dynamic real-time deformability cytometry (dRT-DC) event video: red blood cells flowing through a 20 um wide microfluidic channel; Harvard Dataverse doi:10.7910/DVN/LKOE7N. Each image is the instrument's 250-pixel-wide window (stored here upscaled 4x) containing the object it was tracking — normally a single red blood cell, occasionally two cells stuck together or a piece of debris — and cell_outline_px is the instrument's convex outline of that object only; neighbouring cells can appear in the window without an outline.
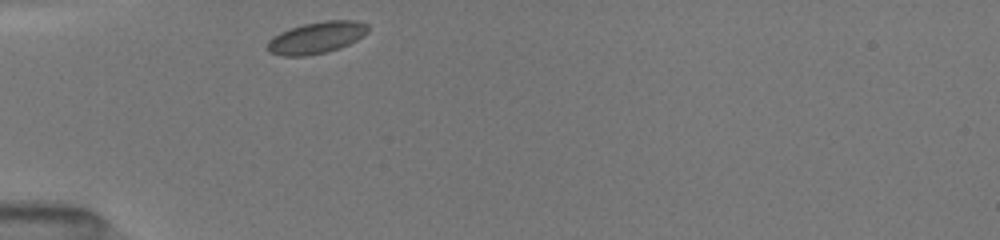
{"species": "common noctule bat (a hibernating species)", "species_latin": "Nyctalus noctula", "temperature_condition": "room temperature", "stored_images_in_passage": 11, "camera_frame_rate_fps": 3000, "um_per_image_px": 0.085, "animal": {"sex": "female", "body_mass_g": 19.5, "forearm_length_mm": 54.1}, "frame": {"image": 1, "passage_image": 1, "time_ms": 0.0, "image_size_px": [1000, 240], "cell_outline_px": [[368, 32], [364, 36], [340, 48], [328, 52], [304, 56], [284, 56], [268, 52], [264, 48], [268, 40], [272, 36], [280, 32], [304, 24], [324, 20], [356, 20], [368, 24]], "centroid_in_image_um": [26.88, 3.2], "position_along_channel_um": 58.1, "area_um2": 18.84}}
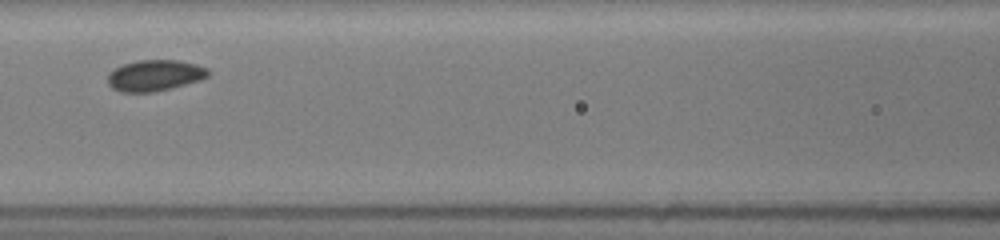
{"frame": {"image": 2, "passage_image": 7, "time_ms": 2.667, "image_size_px": [1000, 240], "cell_outline_px": [[208, 76], [200, 80], [172, 88], [152, 92], [120, 92], [112, 88], [108, 84], [108, 72], [124, 64], [136, 60], [180, 60], [196, 64], [208, 68]], "centroid_in_image_um": [13.15, 6.41], "position_along_channel_um": 153.5, "area_um2": 18.26}}
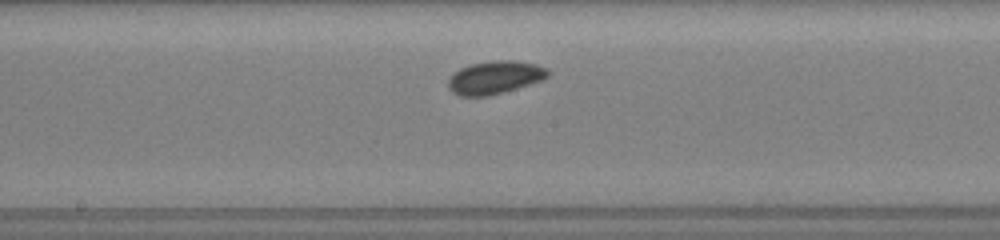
{"frame": {"image": 3, "passage_image": 10, "time_ms": 4.0, "image_size_px": [1000, 240], "cell_outline_px": [[548, 76], [544, 80], [488, 96], [460, 96], [452, 92], [448, 88], [448, 80], [460, 68], [472, 64], [492, 60], [512, 60], [536, 64], [548, 68]], "centroid_in_image_um": [42.08, 6.58], "position_along_channel_um": 206.1, "area_um2": 19.07}}